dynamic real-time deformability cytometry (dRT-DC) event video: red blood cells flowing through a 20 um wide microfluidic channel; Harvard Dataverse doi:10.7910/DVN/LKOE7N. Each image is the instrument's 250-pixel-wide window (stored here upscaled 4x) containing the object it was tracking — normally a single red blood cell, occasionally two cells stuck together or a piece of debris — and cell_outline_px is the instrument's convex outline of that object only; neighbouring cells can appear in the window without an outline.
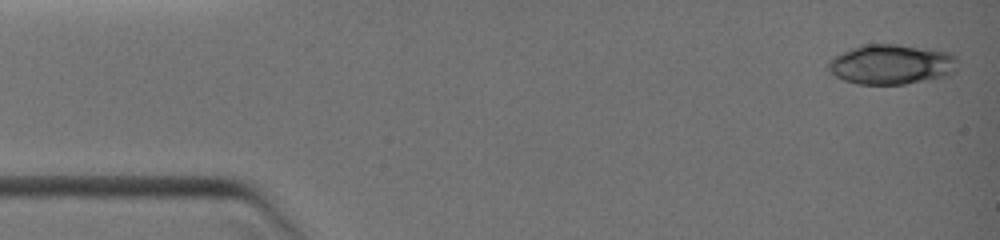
{"species": "common noctule bat (a hibernating species)", "species_latin": "Nyctalus noctula", "temperature_condition": "warm", "stored_images_in_passage": 28, "camera_frame_rate_fps": 3000, "um_per_image_px": 0.085, "animal": {"sex": "female", "body_mass_g": 19.0, "forearm_length_mm": 51.5}, "frame": {"image": 1, "passage_image": 1, "time_ms": 0.0, "image_size_px": [1000, 240], "cell_outline_px": [[956, 60], [952, 72], [948, 76], [904, 84], [860, 84], [844, 80], [828, 72], [828, 60], [860, 44], [896, 44], [932, 48], [948, 52], [956, 56]], "centroid_in_image_um": [75.75, 5.46], "position_along_channel_um": 9.2, "area_um2": 30.11}}
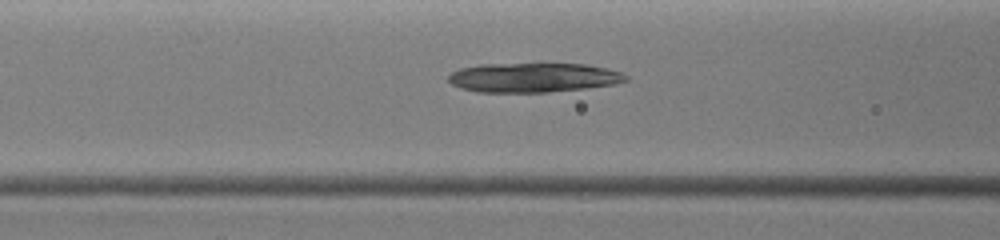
{"frame": {"image": 2, "passage_image": 21, "time_ms": 4.667, "image_size_px": [1000, 240], "cell_outline_px": [[628, 80], [616, 84], [584, 88], [548, 92], [476, 92], [460, 88], [452, 84], [448, 80], [448, 76], [452, 72], [460, 68], [480, 64], [584, 64], [608, 68], [620, 72], [628, 76]], "centroid_in_image_um": [45.32, 6.59], "position_along_channel_um": 121.3, "area_um2": 30.4}}
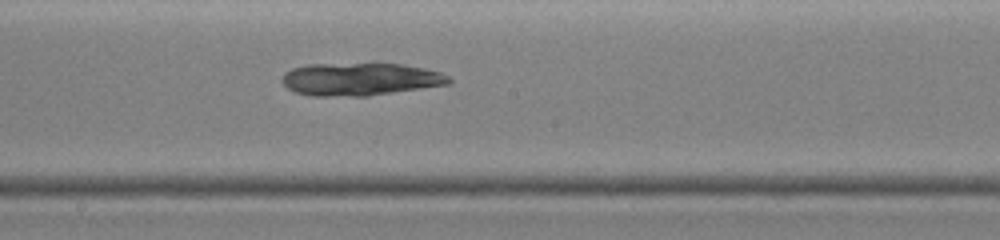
{"frame": {"image": 3, "passage_image": 28, "time_ms": 6.667, "image_size_px": [1000, 240], "cell_outline_px": [[452, 84], [368, 96], [312, 96], [296, 92], [288, 88], [280, 80], [284, 72], [292, 68], [308, 64], [404, 64], [424, 68], [440, 72], [448, 76], [452, 80]], "centroid_in_image_um": [30.63, 6.74], "position_along_channel_um": 217.6, "area_um2": 31.96}}